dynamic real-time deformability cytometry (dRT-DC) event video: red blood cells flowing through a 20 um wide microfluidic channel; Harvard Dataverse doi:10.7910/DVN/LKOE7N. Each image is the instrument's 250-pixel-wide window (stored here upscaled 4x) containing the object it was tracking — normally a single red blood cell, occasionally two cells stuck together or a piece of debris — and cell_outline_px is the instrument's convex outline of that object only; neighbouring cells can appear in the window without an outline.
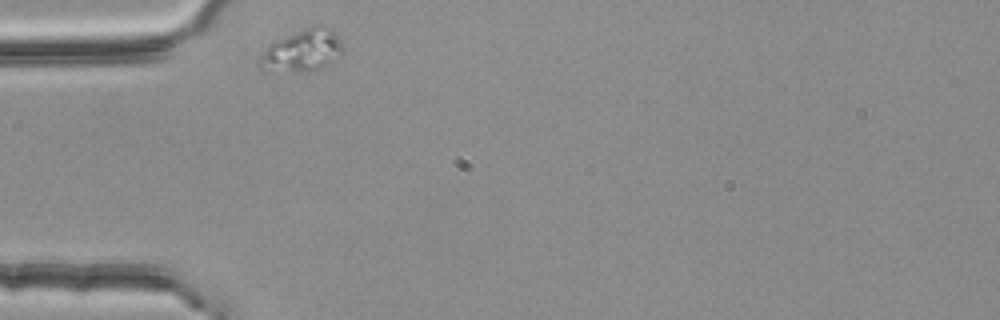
{"species": "common noctule bat (a hibernating species)", "species_latin": "Nyctalus noctula", "temperature_condition": "room temperature", "stored_images_in_passage": 33, "camera_frame_rate_fps": 3000, "um_per_image_px": 0.085, "animal": {"sex": "female", "body_mass_g": 25.1}, "frame": {"image": 1, "passage_image": 1, "time_ms": 0.0, "image_size_px": [1000, 320], "cell_outline_px": [[340, 56], [320, 68], [296, 72], [264, 72], [260, 68], [260, 64], [264, 52], [268, 44], [276, 40], [312, 24], [320, 24], [332, 28], [340, 40]], "centroid_in_image_um": [25.67, 4.28], "position_along_channel_um": 59.3, "area_um2": 20.35}}
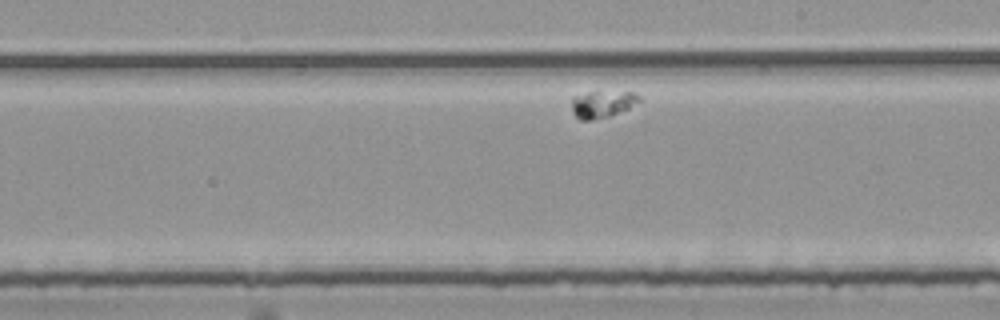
{"frame": {"image": 2, "passage_image": 19, "time_ms": 6.0, "image_size_px": [1000, 320], "cell_outline_px": [[640, 100], [628, 108], [608, 116], [588, 120], [580, 120], [572, 112], [572, 96], [588, 92], [632, 92], [640, 96]], "centroid_in_image_um": [51.15, 8.84], "position_along_channel_um": 237.8, "area_um2": 10.35}}
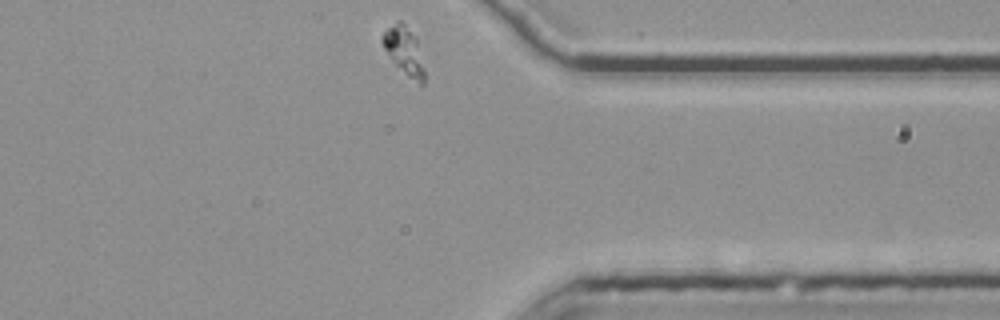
{"frame": {"image": 3, "passage_image": 33, "time_ms": 10.667, "image_size_px": [1000, 320], "cell_outline_px": [[424, 84], [420, 84], [408, 76], [392, 60], [384, 48], [380, 40], [380, 36], [396, 20], [400, 20], [416, 36], [424, 68]], "centroid_in_image_um": [34.34, 4.27], "position_along_channel_um": 377.1, "area_um2": 11.56}}